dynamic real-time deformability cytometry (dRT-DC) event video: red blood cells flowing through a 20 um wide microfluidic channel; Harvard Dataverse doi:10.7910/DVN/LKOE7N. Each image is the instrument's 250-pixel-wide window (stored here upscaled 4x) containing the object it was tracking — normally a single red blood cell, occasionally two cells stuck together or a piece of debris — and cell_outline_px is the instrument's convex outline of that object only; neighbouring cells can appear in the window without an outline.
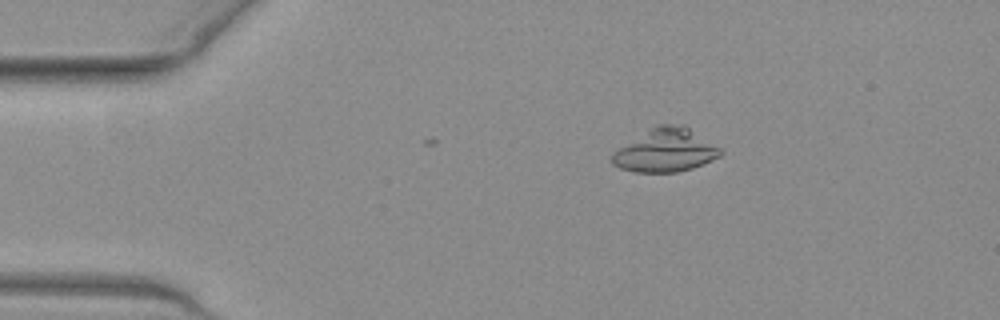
{"species": "common noctule bat (a hibernating species)", "species_latin": "Nyctalus noctula", "temperature_condition": "warm", "stored_images_in_passage": 3, "camera_frame_rate_fps": 3000, "um_per_image_px": 0.085, "animal": {"sex": "female", "body_mass_g": 19.3, "forearm_length_mm": 54.1}, "frame": {"image": 1, "passage_image": 1, "time_ms": 0.0, "image_size_px": [1000, 320], "cell_outline_px": [[724, 152], [720, 156], [704, 164], [692, 168], [676, 172], [636, 172], [620, 168], [612, 164], [612, 152], [656, 124], [684, 124], [720, 148]], "centroid_in_image_um": [56.58, 12.77], "position_along_channel_um": 28.4, "area_um2": 27.28}}